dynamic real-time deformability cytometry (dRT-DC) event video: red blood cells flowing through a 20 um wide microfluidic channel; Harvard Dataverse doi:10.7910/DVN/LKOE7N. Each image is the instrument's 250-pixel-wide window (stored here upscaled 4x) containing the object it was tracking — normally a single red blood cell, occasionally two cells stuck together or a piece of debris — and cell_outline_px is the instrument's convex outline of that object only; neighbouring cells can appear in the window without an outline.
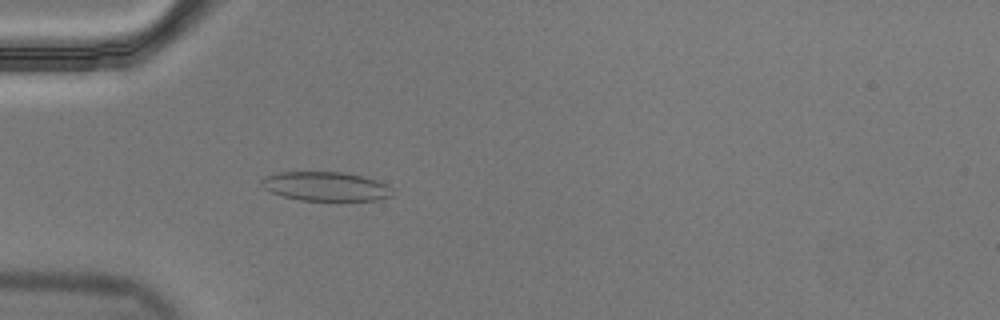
{"species": "Egyptian fruit bat (a non-hibernating species)", "species_latin": "Rousettus aegyptiacus", "temperature_condition": "cold", "stored_images_in_passage": 57, "camera_frame_rate_fps": 3000, "um_per_image_px": 0.085, "animal": {"sex": "male"}, "frame": {"image": 1, "passage_image": 17, "time_ms": 5.333, "image_size_px": [1000, 320], "cell_outline_px": [[392, 196], [376, 200], [300, 200], [284, 196], [272, 192], [264, 188], [260, 184], [260, 180], [264, 176], [280, 172], [344, 172], [376, 180], [392, 188]], "centroid_in_image_um": [27.65, 15.84], "position_along_channel_um": 57.3, "area_um2": 22.02}, "authors_computed_cell_mechanics": {"area_um2": 22.831, "velocity_mm_per_s": 3.5344, "shape_relaxation_time_tau1_ms": null, "shape_relaxation_time_tau2_ms": 1.2926, "deformation_change_tau1": null, "deformation_change_tau2": 0.0802}}